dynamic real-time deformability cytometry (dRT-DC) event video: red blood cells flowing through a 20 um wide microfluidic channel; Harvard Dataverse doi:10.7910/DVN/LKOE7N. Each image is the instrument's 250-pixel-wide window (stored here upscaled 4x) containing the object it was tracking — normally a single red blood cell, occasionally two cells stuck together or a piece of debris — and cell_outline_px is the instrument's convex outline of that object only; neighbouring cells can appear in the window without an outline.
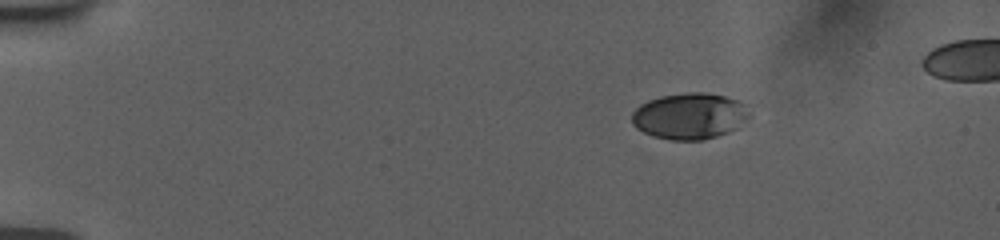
{"species": "human", "species_latin": "Homo sapiens", "temperature_condition": "room temperature", "stored_images_in_passage": 47, "camera_frame_rate_fps": 3000, "um_per_image_px": 0.085, "donor": {"sex": "female"}, "frame": {"image": 1, "passage_image": 1, "time_ms": 0.0, "image_size_px": [1000, 240], "cell_outline_px": [[752, 116], [736, 128], [728, 132], [704, 140], [672, 140], [652, 136], [636, 128], [632, 124], [632, 112], [640, 104], [648, 100], [660, 96], [688, 92], [704, 92], [724, 96], [740, 100], [748, 104]], "centroid_in_image_um": [58.66, 9.85], "position_along_channel_um": 26.3, "area_um2": 32.14}}
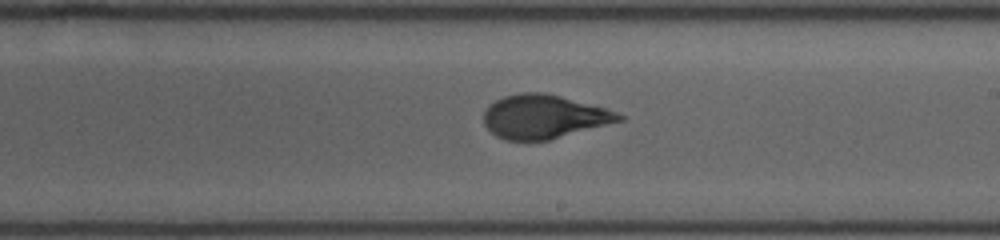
{"frame": {"image": 2, "passage_image": 26, "time_ms": 8.333, "image_size_px": [1000, 240], "cell_outline_px": [[624, 120], [548, 140], [504, 140], [496, 136], [484, 124], [484, 112], [488, 104], [504, 96], [520, 92], [544, 92], [560, 96], [604, 108], [616, 112], [624, 116]], "centroid_in_image_um": [46.19, 9.91], "position_along_channel_um": 242.8, "area_um2": 34.22}}
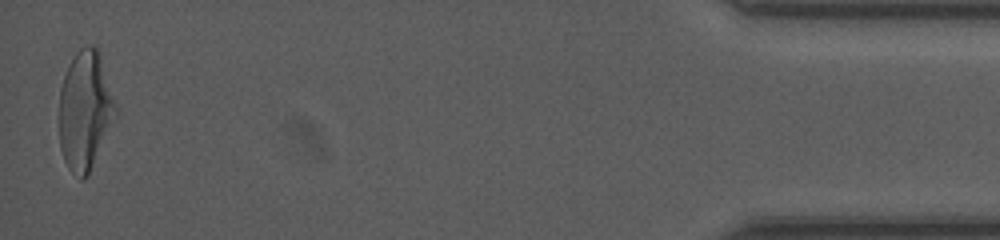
{"frame": {"image": 3, "passage_image": 47, "time_ms": 15.333, "image_size_px": [1000, 240], "cell_outline_px": [[120, 108], [88, 176], [84, 180], [80, 180], [68, 168], [64, 160], [60, 148], [60, 88], [64, 76], [76, 52], [80, 48], [88, 44], [92, 44], [100, 52]], "centroid_in_image_um": [7.28, 9.38], "position_along_channel_um": 427.9, "area_um2": 39.82}, "authors_computed_cell_mechanics": {"area_um2": 34.4488, "velocity_mm_per_s": 3.7723, "shape_relaxation_time_tau1_ms": 5.1627, "shape_relaxation_time_tau2_ms": null, "deformation_change_tau1": 0.1857, "deformation_change_tau2": null}}